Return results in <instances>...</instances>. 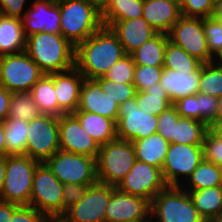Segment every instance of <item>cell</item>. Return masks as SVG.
<instances>
[{"label": "cell", "mask_w": 222, "mask_h": 222, "mask_svg": "<svg viewBox=\"0 0 222 222\" xmlns=\"http://www.w3.org/2000/svg\"><path fill=\"white\" fill-rule=\"evenodd\" d=\"M181 16L179 0H143L142 17L158 33L168 34Z\"/></svg>", "instance_id": "22"}, {"label": "cell", "mask_w": 222, "mask_h": 222, "mask_svg": "<svg viewBox=\"0 0 222 222\" xmlns=\"http://www.w3.org/2000/svg\"><path fill=\"white\" fill-rule=\"evenodd\" d=\"M187 192L199 215L206 222L222 212V186Z\"/></svg>", "instance_id": "29"}, {"label": "cell", "mask_w": 222, "mask_h": 222, "mask_svg": "<svg viewBox=\"0 0 222 222\" xmlns=\"http://www.w3.org/2000/svg\"><path fill=\"white\" fill-rule=\"evenodd\" d=\"M117 138L126 141L143 139L158 131V116L139 109L136 98L119 105Z\"/></svg>", "instance_id": "13"}, {"label": "cell", "mask_w": 222, "mask_h": 222, "mask_svg": "<svg viewBox=\"0 0 222 222\" xmlns=\"http://www.w3.org/2000/svg\"><path fill=\"white\" fill-rule=\"evenodd\" d=\"M128 222H151V220H138V221H128Z\"/></svg>", "instance_id": "60"}, {"label": "cell", "mask_w": 222, "mask_h": 222, "mask_svg": "<svg viewBox=\"0 0 222 222\" xmlns=\"http://www.w3.org/2000/svg\"><path fill=\"white\" fill-rule=\"evenodd\" d=\"M108 27L129 55L158 33L143 17L114 21Z\"/></svg>", "instance_id": "19"}, {"label": "cell", "mask_w": 222, "mask_h": 222, "mask_svg": "<svg viewBox=\"0 0 222 222\" xmlns=\"http://www.w3.org/2000/svg\"><path fill=\"white\" fill-rule=\"evenodd\" d=\"M11 95V92L0 85V122L4 121L8 116Z\"/></svg>", "instance_id": "50"}, {"label": "cell", "mask_w": 222, "mask_h": 222, "mask_svg": "<svg viewBox=\"0 0 222 222\" xmlns=\"http://www.w3.org/2000/svg\"><path fill=\"white\" fill-rule=\"evenodd\" d=\"M136 161L133 143L115 139L100 146L96 158V175L99 183L117 186Z\"/></svg>", "instance_id": "4"}, {"label": "cell", "mask_w": 222, "mask_h": 222, "mask_svg": "<svg viewBox=\"0 0 222 222\" xmlns=\"http://www.w3.org/2000/svg\"><path fill=\"white\" fill-rule=\"evenodd\" d=\"M88 188L87 184H64L62 191L63 215L68 208L84 197Z\"/></svg>", "instance_id": "46"}, {"label": "cell", "mask_w": 222, "mask_h": 222, "mask_svg": "<svg viewBox=\"0 0 222 222\" xmlns=\"http://www.w3.org/2000/svg\"><path fill=\"white\" fill-rule=\"evenodd\" d=\"M135 98L139 109L155 116L173 106L160 82L143 91H137Z\"/></svg>", "instance_id": "32"}, {"label": "cell", "mask_w": 222, "mask_h": 222, "mask_svg": "<svg viewBox=\"0 0 222 222\" xmlns=\"http://www.w3.org/2000/svg\"><path fill=\"white\" fill-rule=\"evenodd\" d=\"M5 143L8 155H26L28 121L6 118Z\"/></svg>", "instance_id": "34"}, {"label": "cell", "mask_w": 222, "mask_h": 222, "mask_svg": "<svg viewBox=\"0 0 222 222\" xmlns=\"http://www.w3.org/2000/svg\"><path fill=\"white\" fill-rule=\"evenodd\" d=\"M25 52L45 74L75 67V46L61 34L41 32L26 37Z\"/></svg>", "instance_id": "2"}, {"label": "cell", "mask_w": 222, "mask_h": 222, "mask_svg": "<svg viewBox=\"0 0 222 222\" xmlns=\"http://www.w3.org/2000/svg\"><path fill=\"white\" fill-rule=\"evenodd\" d=\"M216 120H222V97L218 99V114Z\"/></svg>", "instance_id": "57"}, {"label": "cell", "mask_w": 222, "mask_h": 222, "mask_svg": "<svg viewBox=\"0 0 222 222\" xmlns=\"http://www.w3.org/2000/svg\"><path fill=\"white\" fill-rule=\"evenodd\" d=\"M198 120L209 127L216 120L218 114V98L197 93Z\"/></svg>", "instance_id": "43"}, {"label": "cell", "mask_w": 222, "mask_h": 222, "mask_svg": "<svg viewBox=\"0 0 222 222\" xmlns=\"http://www.w3.org/2000/svg\"><path fill=\"white\" fill-rule=\"evenodd\" d=\"M113 193V186L97 182L89 186L84 197L68 208L62 222H105V210Z\"/></svg>", "instance_id": "15"}, {"label": "cell", "mask_w": 222, "mask_h": 222, "mask_svg": "<svg viewBox=\"0 0 222 222\" xmlns=\"http://www.w3.org/2000/svg\"><path fill=\"white\" fill-rule=\"evenodd\" d=\"M6 162H7V156H0V201H1L2 192H3Z\"/></svg>", "instance_id": "52"}, {"label": "cell", "mask_w": 222, "mask_h": 222, "mask_svg": "<svg viewBox=\"0 0 222 222\" xmlns=\"http://www.w3.org/2000/svg\"><path fill=\"white\" fill-rule=\"evenodd\" d=\"M202 64L197 58L190 56L181 47L168 41L165 49L163 68L177 72H194Z\"/></svg>", "instance_id": "36"}, {"label": "cell", "mask_w": 222, "mask_h": 222, "mask_svg": "<svg viewBox=\"0 0 222 222\" xmlns=\"http://www.w3.org/2000/svg\"><path fill=\"white\" fill-rule=\"evenodd\" d=\"M209 126L196 119L179 117L174 123L172 143L202 145Z\"/></svg>", "instance_id": "30"}, {"label": "cell", "mask_w": 222, "mask_h": 222, "mask_svg": "<svg viewBox=\"0 0 222 222\" xmlns=\"http://www.w3.org/2000/svg\"><path fill=\"white\" fill-rule=\"evenodd\" d=\"M169 41L202 63L214 61L207 46L203 18L181 16L168 33Z\"/></svg>", "instance_id": "12"}, {"label": "cell", "mask_w": 222, "mask_h": 222, "mask_svg": "<svg viewBox=\"0 0 222 222\" xmlns=\"http://www.w3.org/2000/svg\"><path fill=\"white\" fill-rule=\"evenodd\" d=\"M52 219L33 208L32 206H20L11 218V222H50Z\"/></svg>", "instance_id": "47"}, {"label": "cell", "mask_w": 222, "mask_h": 222, "mask_svg": "<svg viewBox=\"0 0 222 222\" xmlns=\"http://www.w3.org/2000/svg\"><path fill=\"white\" fill-rule=\"evenodd\" d=\"M220 171H221V179H222V166H220Z\"/></svg>", "instance_id": "62"}, {"label": "cell", "mask_w": 222, "mask_h": 222, "mask_svg": "<svg viewBox=\"0 0 222 222\" xmlns=\"http://www.w3.org/2000/svg\"><path fill=\"white\" fill-rule=\"evenodd\" d=\"M20 207L15 203L0 201V222H11L13 213Z\"/></svg>", "instance_id": "51"}, {"label": "cell", "mask_w": 222, "mask_h": 222, "mask_svg": "<svg viewBox=\"0 0 222 222\" xmlns=\"http://www.w3.org/2000/svg\"><path fill=\"white\" fill-rule=\"evenodd\" d=\"M63 187L48 166L40 163L33 176L30 206L52 220L60 219L63 216Z\"/></svg>", "instance_id": "7"}, {"label": "cell", "mask_w": 222, "mask_h": 222, "mask_svg": "<svg viewBox=\"0 0 222 222\" xmlns=\"http://www.w3.org/2000/svg\"><path fill=\"white\" fill-rule=\"evenodd\" d=\"M135 66L136 64L131 55L126 54L116 62L103 77L112 82L133 83Z\"/></svg>", "instance_id": "39"}, {"label": "cell", "mask_w": 222, "mask_h": 222, "mask_svg": "<svg viewBox=\"0 0 222 222\" xmlns=\"http://www.w3.org/2000/svg\"><path fill=\"white\" fill-rule=\"evenodd\" d=\"M35 104L42 114L60 117L66 114L58 105L53 85V73L45 74L30 90Z\"/></svg>", "instance_id": "28"}, {"label": "cell", "mask_w": 222, "mask_h": 222, "mask_svg": "<svg viewBox=\"0 0 222 222\" xmlns=\"http://www.w3.org/2000/svg\"><path fill=\"white\" fill-rule=\"evenodd\" d=\"M173 106L181 117L198 120L197 94L183 97L173 103Z\"/></svg>", "instance_id": "48"}, {"label": "cell", "mask_w": 222, "mask_h": 222, "mask_svg": "<svg viewBox=\"0 0 222 222\" xmlns=\"http://www.w3.org/2000/svg\"><path fill=\"white\" fill-rule=\"evenodd\" d=\"M212 17L222 22V0H216Z\"/></svg>", "instance_id": "54"}, {"label": "cell", "mask_w": 222, "mask_h": 222, "mask_svg": "<svg viewBox=\"0 0 222 222\" xmlns=\"http://www.w3.org/2000/svg\"><path fill=\"white\" fill-rule=\"evenodd\" d=\"M216 0H179L182 16L194 18L211 17Z\"/></svg>", "instance_id": "41"}, {"label": "cell", "mask_w": 222, "mask_h": 222, "mask_svg": "<svg viewBox=\"0 0 222 222\" xmlns=\"http://www.w3.org/2000/svg\"><path fill=\"white\" fill-rule=\"evenodd\" d=\"M84 79L85 77L75 67L65 72L53 73L58 105L66 114L77 110Z\"/></svg>", "instance_id": "21"}, {"label": "cell", "mask_w": 222, "mask_h": 222, "mask_svg": "<svg viewBox=\"0 0 222 222\" xmlns=\"http://www.w3.org/2000/svg\"><path fill=\"white\" fill-rule=\"evenodd\" d=\"M126 53L116 34L102 26L75 47V68L85 79L104 76Z\"/></svg>", "instance_id": "1"}, {"label": "cell", "mask_w": 222, "mask_h": 222, "mask_svg": "<svg viewBox=\"0 0 222 222\" xmlns=\"http://www.w3.org/2000/svg\"><path fill=\"white\" fill-rule=\"evenodd\" d=\"M40 163L27 155H7L1 201L30 206L33 176Z\"/></svg>", "instance_id": "6"}, {"label": "cell", "mask_w": 222, "mask_h": 222, "mask_svg": "<svg viewBox=\"0 0 222 222\" xmlns=\"http://www.w3.org/2000/svg\"><path fill=\"white\" fill-rule=\"evenodd\" d=\"M162 169L136 160L131 170L116 186L120 191L142 197L149 202L168 187Z\"/></svg>", "instance_id": "14"}, {"label": "cell", "mask_w": 222, "mask_h": 222, "mask_svg": "<svg viewBox=\"0 0 222 222\" xmlns=\"http://www.w3.org/2000/svg\"><path fill=\"white\" fill-rule=\"evenodd\" d=\"M44 75L25 51L0 57V85L11 93L30 91Z\"/></svg>", "instance_id": "9"}, {"label": "cell", "mask_w": 222, "mask_h": 222, "mask_svg": "<svg viewBox=\"0 0 222 222\" xmlns=\"http://www.w3.org/2000/svg\"><path fill=\"white\" fill-rule=\"evenodd\" d=\"M142 14L143 0H111L101 18L103 25L109 26L114 21L142 17Z\"/></svg>", "instance_id": "33"}, {"label": "cell", "mask_w": 222, "mask_h": 222, "mask_svg": "<svg viewBox=\"0 0 222 222\" xmlns=\"http://www.w3.org/2000/svg\"><path fill=\"white\" fill-rule=\"evenodd\" d=\"M207 222H222V212L217 216L209 219Z\"/></svg>", "instance_id": "58"}, {"label": "cell", "mask_w": 222, "mask_h": 222, "mask_svg": "<svg viewBox=\"0 0 222 222\" xmlns=\"http://www.w3.org/2000/svg\"><path fill=\"white\" fill-rule=\"evenodd\" d=\"M72 114L99 146L117 139V127L114 120L88 111H75Z\"/></svg>", "instance_id": "24"}, {"label": "cell", "mask_w": 222, "mask_h": 222, "mask_svg": "<svg viewBox=\"0 0 222 222\" xmlns=\"http://www.w3.org/2000/svg\"><path fill=\"white\" fill-rule=\"evenodd\" d=\"M58 5L60 34L75 47L103 26L101 12L88 0H58Z\"/></svg>", "instance_id": "3"}, {"label": "cell", "mask_w": 222, "mask_h": 222, "mask_svg": "<svg viewBox=\"0 0 222 222\" xmlns=\"http://www.w3.org/2000/svg\"><path fill=\"white\" fill-rule=\"evenodd\" d=\"M93 4L101 13L107 8L111 0H88Z\"/></svg>", "instance_id": "56"}, {"label": "cell", "mask_w": 222, "mask_h": 222, "mask_svg": "<svg viewBox=\"0 0 222 222\" xmlns=\"http://www.w3.org/2000/svg\"><path fill=\"white\" fill-rule=\"evenodd\" d=\"M168 34L157 33L130 55L136 66L163 67Z\"/></svg>", "instance_id": "27"}, {"label": "cell", "mask_w": 222, "mask_h": 222, "mask_svg": "<svg viewBox=\"0 0 222 222\" xmlns=\"http://www.w3.org/2000/svg\"><path fill=\"white\" fill-rule=\"evenodd\" d=\"M50 222H62L60 219H53Z\"/></svg>", "instance_id": "61"}, {"label": "cell", "mask_w": 222, "mask_h": 222, "mask_svg": "<svg viewBox=\"0 0 222 222\" xmlns=\"http://www.w3.org/2000/svg\"><path fill=\"white\" fill-rule=\"evenodd\" d=\"M150 219L151 222H206L181 186H168L152 199Z\"/></svg>", "instance_id": "5"}, {"label": "cell", "mask_w": 222, "mask_h": 222, "mask_svg": "<svg viewBox=\"0 0 222 222\" xmlns=\"http://www.w3.org/2000/svg\"><path fill=\"white\" fill-rule=\"evenodd\" d=\"M209 129L222 140V120H215Z\"/></svg>", "instance_id": "55"}, {"label": "cell", "mask_w": 222, "mask_h": 222, "mask_svg": "<svg viewBox=\"0 0 222 222\" xmlns=\"http://www.w3.org/2000/svg\"><path fill=\"white\" fill-rule=\"evenodd\" d=\"M60 150L59 117L41 114L28 122L26 155L41 163Z\"/></svg>", "instance_id": "10"}, {"label": "cell", "mask_w": 222, "mask_h": 222, "mask_svg": "<svg viewBox=\"0 0 222 222\" xmlns=\"http://www.w3.org/2000/svg\"><path fill=\"white\" fill-rule=\"evenodd\" d=\"M60 150L97 158L100 146L72 114L59 117Z\"/></svg>", "instance_id": "17"}, {"label": "cell", "mask_w": 222, "mask_h": 222, "mask_svg": "<svg viewBox=\"0 0 222 222\" xmlns=\"http://www.w3.org/2000/svg\"><path fill=\"white\" fill-rule=\"evenodd\" d=\"M203 159L222 166V140L210 129L207 131L202 143Z\"/></svg>", "instance_id": "44"}, {"label": "cell", "mask_w": 222, "mask_h": 222, "mask_svg": "<svg viewBox=\"0 0 222 222\" xmlns=\"http://www.w3.org/2000/svg\"><path fill=\"white\" fill-rule=\"evenodd\" d=\"M62 184H87L98 182L96 159L87 155L58 150L44 162Z\"/></svg>", "instance_id": "8"}, {"label": "cell", "mask_w": 222, "mask_h": 222, "mask_svg": "<svg viewBox=\"0 0 222 222\" xmlns=\"http://www.w3.org/2000/svg\"><path fill=\"white\" fill-rule=\"evenodd\" d=\"M199 93L222 97V66L215 61L202 63V73L200 76Z\"/></svg>", "instance_id": "37"}, {"label": "cell", "mask_w": 222, "mask_h": 222, "mask_svg": "<svg viewBox=\"0 0 222 222\" xmlns=\"http://www.w3.org/2000/svg\"><path fill=\"white\" fill-rule=\"evenodd\" d=\"M4 121L0 122V156H7Z\"/></svg>", "instance_id": "53"}, {"label": "cell", "mask_w": 222, "mask_h": 222, "mask_svg": "<svg viewBox=\"0 0 222 222\" xmlns=\"http://www.w3.org/2000/svg\"><path fill=\"white\" fill-rule=\"evenodd\" d=\"M94 80L100 85L102 91L114 99L118 105L136 97L137 90L133 83L112 82L103 76L97 77Z\"/></svg>", "instance_id": "38"}, {"label": "cell", "mask_w": 222, "mask_h": 222, "mask_svg": "<svg viewBox=\"0 0 222 222\" xmlns=\"http://www.w3.org/2000/svg\"><path fill=\"white\" fill-rule=\"evenodd\" d=\"M27 0H0V13L6 16L22 18L26 12Z\"/></svg>", "instance_id": "49"}, {"label": "cell", "mask_w": 222, "mask_h": 222, "mask_svg": "<svg viewBox=\"0 0 222 222\" xmlns=\"http://www.w3.org/2000/svg\"><path fill=\"white\" fill-rule=\"evenodd\" d=\"M150 219V202L142 197L124 193L113 186L105 210V222H128Z\"/></svg>", "instance_id": "18"}, {"label": "cell", "mask_w": 222, "mask_h": 222, "mask_svg": "<svg viewBox=\"0 0 222 222\" xmlns=\"http://www.w3.org/2000/svg\"><path fill=\"white\" fill-rule=\"evenodd\" d=\"M25 48L22 19L0 13V57L24 52Z\"/></svg>", "instance_id": "25"}, {"label": "cell", "mask_w": 222, "mask_h": 222, "mask_svg": "<svg viewBox=\"0 0 222 222\" xmlns=\"http://www.w3.org/2000/svg\"><path fill=\"white\" fill-rule=\"evenodd\" d=\"M214 61L222 66V51L219 53V55L214 59Z\"/></svg>", "instance_id": "59"}, {"label": "cell", "mask_w": 222, "mask_h": 222, "mask_svg": "<svg viewBox=\"0 0 222 222\" xmlns=\"http://www.w3.org/2000/svg\"><path fill=\"white\" fill-rule=\"evenodd\" d=\"M41 114L30 91L12 93L7 118L29 122Z\"/></svg>", "instance_id": "35"}, {"label": "cell", "mask_w": 222, "mask_h": 222, "mask_svg": "<svg viewBox=\"0 0 222 222\" xmlns=\"http://www.w3.org/2000/svg\"><path fill=\"white\" fill-rule=\"evenodd\" d=\"M202 160V145L171 143L161 168L166 183L179 187L183 181L185 184ZM181 179L183 180L180 181Z\"/></svg>", "instance_id": "11"}, {"label": "cell", "mask_w": 222, "mask_h": 222, "mask_svg": "<svg viewBox=\"0 0 222 222\" xmlns=\"http://www.w3.org/2000/svg\"><path fill=\"white\" fill-rule=\"evenodd\" d=\"M21 18L26 37L36 33L60 34L58 0H33Z\"/></svg>", "instance_id": "16"}, {"label": "cell", "mask_w": 222, "mask_h": 222, "mask_svg": "<svg viewBox=\"0 0 222 222\" xmlns=\"http://www.w3.org/2000/svg\"><path fill=\"white\" fill-rule=\"evenodd\" d=\"M181 187L185 191L222 186L220 167L203 159Z\"/></svg>", "instance_id": "31"}, {"label": "cell", "mask_w": 222, "mask_h": 222, "mask_svg": "<svg viewBox=\"0 0 222 222\" xmlns=\"http://www.w3.org/2000/svg\"><path fill=\"white\" fill-rule=\"evenodd\" d=\"M202 64L194 71L177 72L172 69L163 68L160 84L172 103L177 100L198 93Z\"/></svg>", "instance_id": "23"}, {"label": "cell", "mask_w": 222, "mask_h": 222, "mask_svg": "<svg viewBox=\"0 0 222 222\" xmlns=\"http://www.w3.org/2000/svg\"><path fill=\"white\" fill-rule=\"evenodd\" d=\"M176 108L171 106L166 111L158 115V133L170 144L172 143L174 123L179 119Z\"/></svg>", "instance_id": "45"}, {"label": "cell", "mask_w": 222, "mask_h": 222, "mask_svg": "<svg viewBox=\"0 0 222 222\" xmlns=\"http://www.w3.org/2000/svg\"><path fill=\"white\" fill-rule=\"evenodd\" d=\"M163 67L135 66L133 84L137 91H143L150 86L159 83Z\"/></svg>", "instance_id": "42"}, {"label": "cell", "mask_w": 222, "mask_h": 222, "mask_svg": "<svg viewBox=\"0 0 222 222\" xmlns=\"http://www.w3.org/2000/svg\"><path fill=\"white\" fill-rule=\"evenodd\" d=\"M203 29L210 54L216 58L222 51V22L211 17L203 18Z\"/></svg>", "instance_id": "40"}, {"label": "cell", "mask_w": 222, "mask_h": 222, "mask_svg": "<svg viewBox=\"0 0 222 222\" xmlns=\"http://www.w3.org/2000/svg\"><path fill=\"white\" fill-rule=\"evenodd\" d=\"M118 108V103L106 95L94 79H84L76 111L96 113L117 123Z\"/></svg>", "instance_id": "20"}, {"label": "cell", "mask_w": 222, "mask_h": 222, "mask_svg": "<svg viewBox=\"0 0 222 222\" xmlns=\"http://www.w3.org/2000/svg\"><path fill=\"white\" fill-rule=\"evenodd\" d=\"M136 160L162 168L170 143L158 132L143 139L132 141Z\"/></svg>", "instance_id": "26"}]
</instances>
